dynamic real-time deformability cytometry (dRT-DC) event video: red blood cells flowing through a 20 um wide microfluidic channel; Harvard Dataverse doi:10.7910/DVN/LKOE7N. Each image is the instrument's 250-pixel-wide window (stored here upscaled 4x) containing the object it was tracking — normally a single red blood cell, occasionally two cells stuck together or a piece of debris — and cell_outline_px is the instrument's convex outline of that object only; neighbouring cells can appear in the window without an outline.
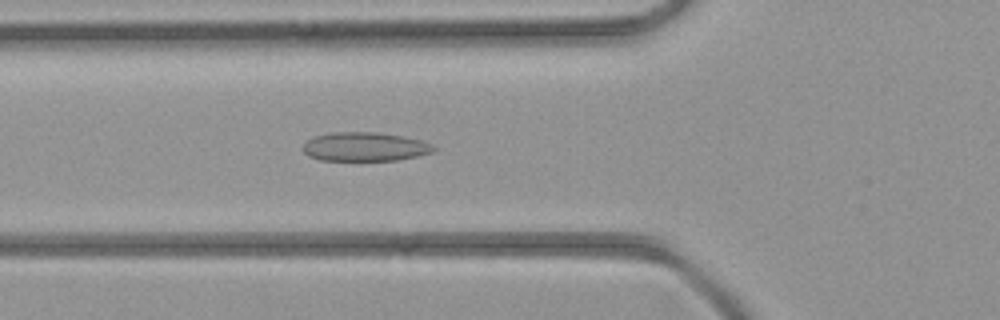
{"species": "common noctule bat (a hibernating species)", "species_latin": "Nyctalus noctula", "temperature_condition": "room temperature", "stored_images_in_passage": 43, "camera_frame_rate_fps": 3000, "um_per_image_px": 0.085, "animal": {"sex": "female", "body_mass_g": 21.9}, "frame": {"image": 1, "passage_image": 15, "time_ms": 4.667, "image_size_px": [1000, 320], "cell_outline_px": [[436, 148], [432, 152], [416, 156], [396, 160], [320, 160], [308, 156], [304, 152], [304, 144], [308, 140], [316, 136], [332, 132], [376, 132], [404, 136], [420, 140], [432, 144]], "centroid_in_image_um": [31.02, 12.47], "position_along_channel_um": 94.8, "area_um2": 21.85}}
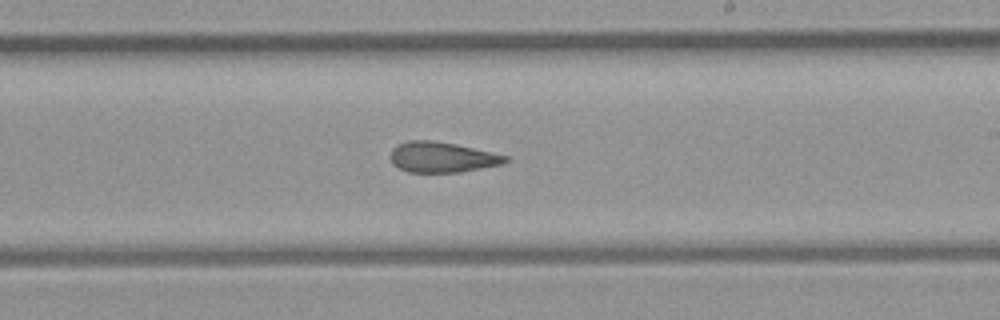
{"frame": {"image": 2, "passage_image": 25, "time_ms": 8.0, "image_size_px": [1000, 320], "cell_outline_px": [[508, 160], [504, 164], [460, 172], [408, 172], [392, 164], [388, 156], [392, 148], [396, 144], [408, 140], [432, 140], [456, 144], [492, 152], [508, 156]], "centroid_in_image_um": [37.53, 13.35], "position_along_channel_um": 251.5, "area_um2": 20.63}}
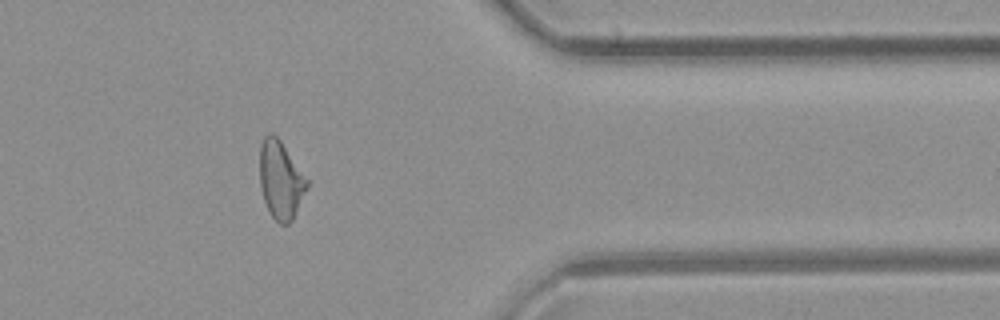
{"frame": {"image": 3, "passage_image": 35, "time_ms": 11.333, "image_size_px": [1000, 320], "cell_outline_px": [[308, 188], [292, 220], [288, 224], [280, 224], [272, 216], [264, 200], [260, 184], [260, 144], [264, 136], [268, 132], [272, 132], [280, 140], [308, 180]], "centroid_in_image_um": [23.85, 15.28], "position_along_channel_um": 387.5, "area_um2": 21.27}}